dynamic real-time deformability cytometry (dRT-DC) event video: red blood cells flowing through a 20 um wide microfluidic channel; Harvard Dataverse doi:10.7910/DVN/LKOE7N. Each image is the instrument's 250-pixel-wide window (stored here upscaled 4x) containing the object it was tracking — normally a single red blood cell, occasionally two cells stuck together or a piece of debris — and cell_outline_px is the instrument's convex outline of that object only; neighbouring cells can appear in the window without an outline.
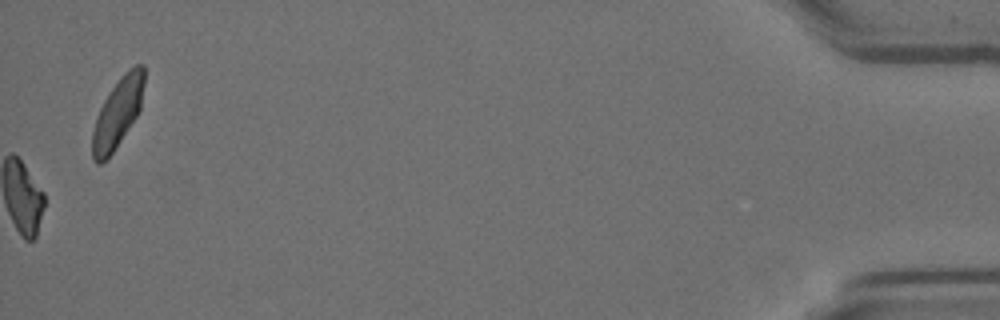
{"species": "Egyptian fruit bat (a non-hibernating species)", "species_latin": "Rousettus aegyptiacus", "temperature_condition": "room temperature", "stored_images_in_passage": 54, "camera_frame_rate_fps": 3000, "um_per_image_px": 0.085, "animal": {"sex": "female"}, "frame": {"image": 1, "passage_image": 54, "time_ms": 17.667, "image_size_px": [1000, 320], "cell_outline_px": [[144, 84], [140, 108], [136, 116], [112, 152], [100, 164], [96, 164], [92, 160], [92, 132], [96, 116], [104, 100], [120, 76], [128, 68], [136, 64], [144, 64]], "centroid_in_image_um": [9.99, 9.56], "position_along_channel_um": 425.2, "area_um2": 20.69}, "authors_computed_cell_mechanics": {"area_um2": 19.5364, "velocity_mm_per_s": 3.7138, "shape_relaxation_time_tau1_ms": 10.777, "shape_relaxation_time_tau2_ms": null, "deformation_change_tau1": 0.2485, "deformation_change_tau2": null}}